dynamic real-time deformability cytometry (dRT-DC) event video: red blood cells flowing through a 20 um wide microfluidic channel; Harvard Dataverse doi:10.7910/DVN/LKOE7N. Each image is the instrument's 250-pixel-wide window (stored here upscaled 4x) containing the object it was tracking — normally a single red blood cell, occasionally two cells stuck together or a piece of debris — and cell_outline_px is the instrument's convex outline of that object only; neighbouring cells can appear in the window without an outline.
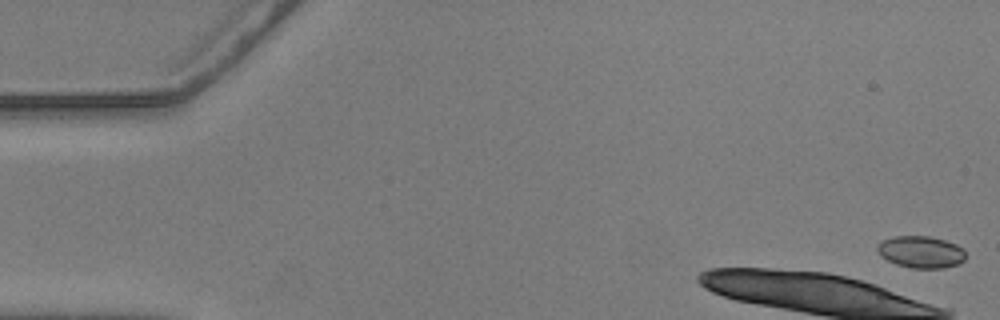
{"species": "common noctule bat (a hibernating species)", "species_latin": "Nyctalus noctula", "temperature_condition": "warm", "stored_images_in_passage": 10, "camera_frame_rate_fps": 3000, "um_per_image_px": 0.085, "animal": {"sex": "male", "body_mass_g": 20.5, "forearm_length_mm": 52.5}, "frame": {"image": 1, "passage_image": 1, "time_ms": 0.0, "image_size_px": [1000, 320], "cell_outline_px": [[964, 260], [960, 264], [944, 268], [912, 268], [896, 264], [880, 256], [876, 248], [876, 244], [892, 236], [928, 236], [944, 240], [956, 244], [964, 248]], "centroid_in_image_um": [78.27, 21.42], "position_along_channel_um": 6.7, "area_um2": 16.53}}